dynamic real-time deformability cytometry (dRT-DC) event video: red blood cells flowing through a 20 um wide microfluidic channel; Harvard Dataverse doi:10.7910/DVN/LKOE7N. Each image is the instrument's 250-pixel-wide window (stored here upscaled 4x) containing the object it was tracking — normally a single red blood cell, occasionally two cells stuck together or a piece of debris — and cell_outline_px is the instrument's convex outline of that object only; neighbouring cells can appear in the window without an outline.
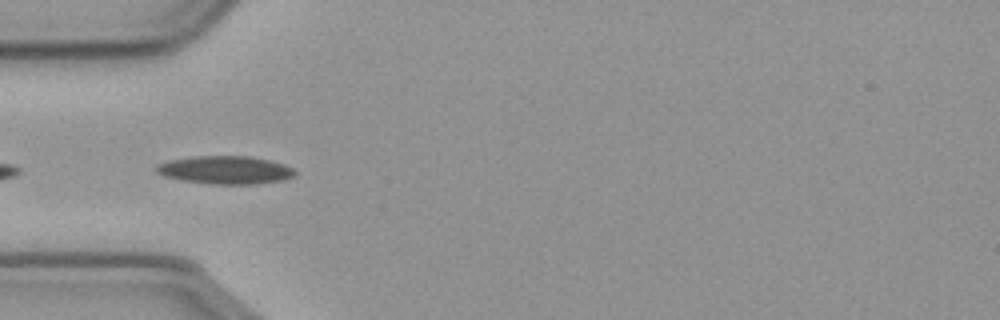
{"species": "common noctule bat (a hibernating species)", "species_latin": "Nyctalus noctula", "temperature_condition": "cold", "stored_images_in_passage": 9, "camera_frame_rate_fps": 3000, "um_per_image_px": 0.085, "animal": {"sex": "male", "body_mass_g": 23.1, "forearm_length_mm": 52.7}, "frame": {"image": 1, "passage_image": 2, "time_ms": 0.333, "image_size_px": [1000, 320], "cell_outline_px": [[296, 172], [292, 176], [284, 180], [256, 184], [208, 184], [184, 180], [164, 176], [156, 172], [156, 168], [160, 164], [168, 160], [196, 156], [248, 156], [268, 160], [284, 164], [292, 168]], "centroid_in_image_um": [19.16, 14.45], "position_along_channel_um": 65.8, "area_um2": 22.48}}